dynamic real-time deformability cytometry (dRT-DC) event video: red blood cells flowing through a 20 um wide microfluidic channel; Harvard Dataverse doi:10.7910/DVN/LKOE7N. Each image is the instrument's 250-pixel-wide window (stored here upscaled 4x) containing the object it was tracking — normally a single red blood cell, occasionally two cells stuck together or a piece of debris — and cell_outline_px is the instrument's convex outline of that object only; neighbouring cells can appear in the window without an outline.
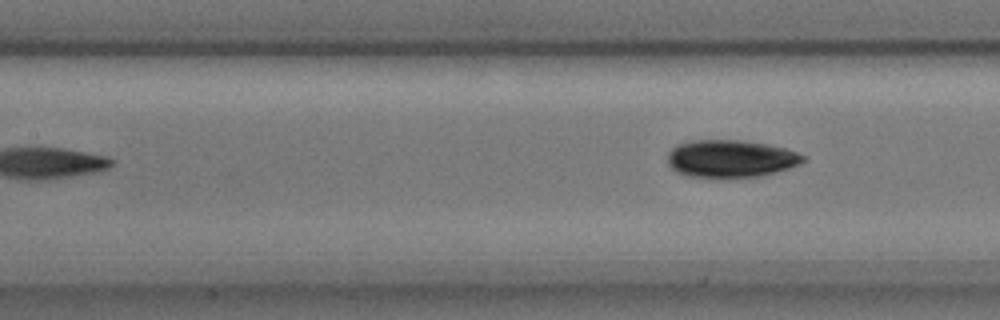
{"species": "common noctule bat (a hibernating species)", "species_latin": "Nyctalus noctula", "temperature_condition": "cold", "stored_images_in_passage": 5, "camera_frame_rate_fps": 3000, "um_per_image_px": 0.085, "animal": {"sex": "male", "body_mass_g": 17.9, "forearm_length_mm": 54.2}, "frame": {"image": 1, "passage_image": 5, "time_ms": 1.333, "image_size_px": [1000, 320], "cell_outline_px": [[804, 160], [800, 164], [776, 172], [760, 176], [684, 176], [676, 172], [668, 164], [668, 152], [676, 144], [692, 140], [740, 140], [768, 144], [784, 148], [796, 152], [804, 156]], "centroid_in_image_um": [62.07, 13.46], "position_along_channel_um": 145.3, "area_um2": 29.3}}